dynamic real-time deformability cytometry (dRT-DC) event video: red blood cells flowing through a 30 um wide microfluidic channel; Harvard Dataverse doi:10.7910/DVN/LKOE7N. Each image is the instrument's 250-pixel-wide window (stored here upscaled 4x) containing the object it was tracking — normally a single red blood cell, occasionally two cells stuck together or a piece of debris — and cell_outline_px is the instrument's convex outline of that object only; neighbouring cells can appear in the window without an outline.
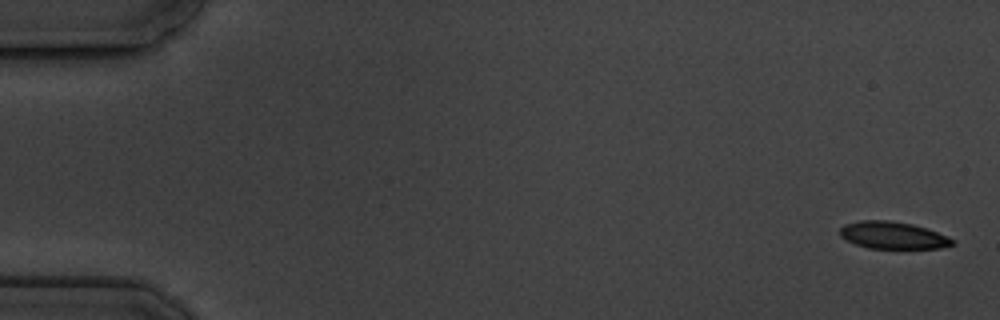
{"species": "common noctule bat (a hibernating species)", "species_latin": "Nyctalus noctula", "temperature_condition": "cold", "stored_images_in_passage": 4, "camera_frame_rate_fps": 3000, "um_per_image_px": 0.085, "animal": {"sex": "male", "body_mass_g": 19.5, "forearm_length_mm": 54.6}, "frame": {"image": 1, "passage_image": 1, "time_ms": 0.0, "image_size_px": [1000, 320], "cell_outline_px": [[956, 244], [940, 248], [868, 248], [856, 244], [840, 236], [840, 228], [844, 224], [860, 220], [888, 220], [912, 224], [928, 228], [948, 236], [956, 240]], "centroid_in_image_um": [75.94, 19.99], "position_along_channel_um": 9.1, "area_um2": 17.92}}